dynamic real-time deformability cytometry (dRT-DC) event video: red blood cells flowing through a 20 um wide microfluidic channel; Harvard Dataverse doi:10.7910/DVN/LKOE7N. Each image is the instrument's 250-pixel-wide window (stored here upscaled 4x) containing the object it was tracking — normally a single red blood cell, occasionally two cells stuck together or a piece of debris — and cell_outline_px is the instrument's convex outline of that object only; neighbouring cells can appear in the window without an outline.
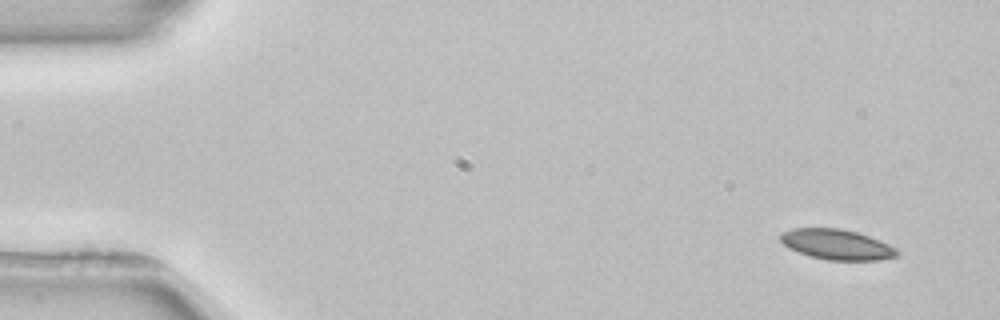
{"species": "common noctule bat (a hibernating species)", "species_latin": "Nyctalus noctula", "temperature_condition": "room temperature", "stored_images_in_passage": 4, "camera_frame_rate_fps": 3000, "um_per_image_px": 0.085, "animal": {"sex": "female", "body_mass_g": 22.7, "forearm_length_mm": 54.2}, "frame": {"image": 1, "passage_image": 1, "time_ms": 0.0, "image_size_px": [1000, 320], "cell_outline_px": [[900, 252], [896, 256], [880, 260], [828, 260], [808, 256], [788, 248], [780, 240], [780, 232], [792, 228], [840, 228], [856, 232], [868, 236], [888, 244], [896, 248]], "centroid_in_image_um": [71.09, 20.78], "position_along_channel_um": 13.9, "area_um2": 20.63}}